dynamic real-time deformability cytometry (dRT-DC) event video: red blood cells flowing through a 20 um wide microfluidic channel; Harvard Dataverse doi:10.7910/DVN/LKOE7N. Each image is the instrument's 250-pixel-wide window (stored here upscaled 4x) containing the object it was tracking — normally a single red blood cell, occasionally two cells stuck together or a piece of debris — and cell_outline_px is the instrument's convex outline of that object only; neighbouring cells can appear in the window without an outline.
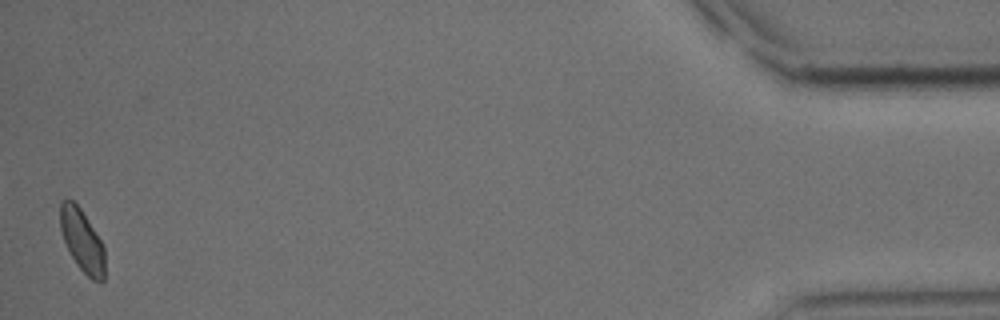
{"species": "common noctule bat (a hibernating species)", "species_latin": "Nyctalus noctula", "temperature_condition": "cold", "stored_images_in_passage": 51, "camera_frame_rate_fps": 3000, "um_per_image_px": 0.085, "animal": {"sex": "male", "body_mass_g": 15.6}, "frame": {"image": 1, "passage_image": 51, "time_ms": 16.667, "image_size_px": [1000, 320], "cell_outline_px": [[104, 280], [92, 280], [76, 264], [64, 240], [60, 228], [60, 200], [72, 200], [80, 208], [100, 240], [104, 248]], "centroid_in_image_um": [6.96, 20.44], "position_along_channel_um": 428.2, "area_um2": 15.78}, "authors_computed_cell_mechanics": {"area_um2": 16.9932, "velocity_mm_per_s": 3.9216, "shape_relaxation_time_tau1_ms": 5.5778, "shape_relaxation_time_tau2_ms": 1.9216, "deformation_change_tau1": 0.0819, "deformation_change_tau2": 0.0607}}